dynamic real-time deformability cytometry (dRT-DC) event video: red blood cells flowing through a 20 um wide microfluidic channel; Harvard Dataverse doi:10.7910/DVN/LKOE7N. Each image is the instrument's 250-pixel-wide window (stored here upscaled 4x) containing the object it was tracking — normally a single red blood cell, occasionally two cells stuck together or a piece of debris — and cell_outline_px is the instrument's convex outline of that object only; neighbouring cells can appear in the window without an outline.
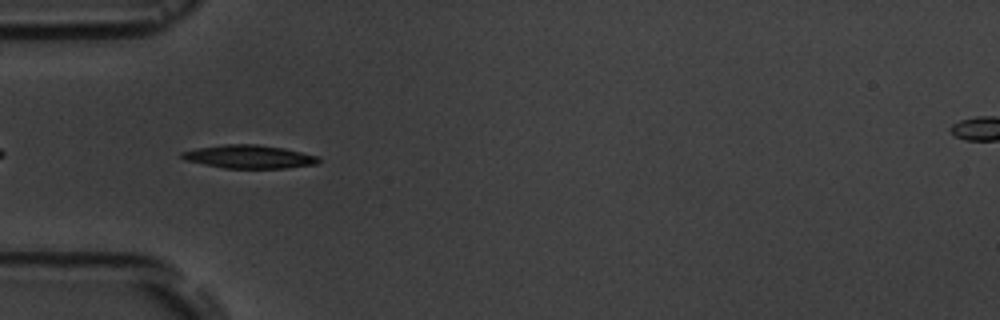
{"species": "common noctule bat (a hibernating species)", "species_latin": "Nyctalus noctula", "temperature_condition": "room temperature", "stored_images_in_passage": 2, "camera_frame_rate_fps": 3000, "um_per_image_px": 0.085, "animal": {"sex": "male", "body_mass_g": 19.5, "forearm_length_mm": 54.6}, "frame": {"image": 1, "passage_image": 1, "time_ms": 0.0, "image_size_px": [1000, 320], "cell_outline_px": [[320, 164], [288, 168], [224, 168], [184, 160], [180, 156], [180, 152], [196, 148], [224, 144], [256, 144], [284, 148], [320, 156]], "centroid_in_image_um": [21.21, 13.32], "position_along_channel_um": 63.8, "area_um2": 18.79}}
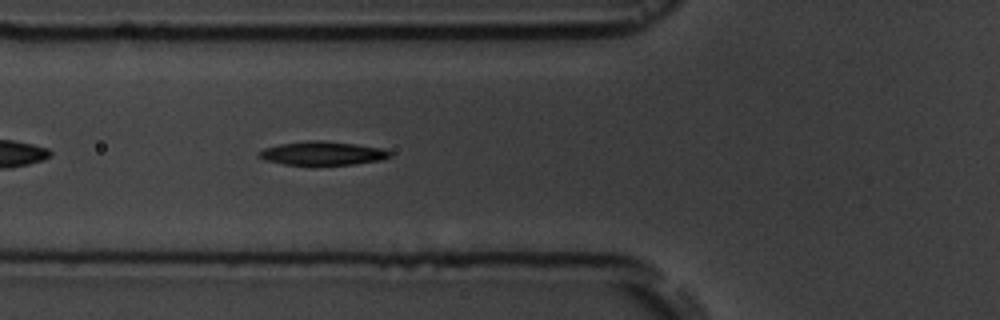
{"frame": {"image": 2, "passage_image": 2, "time_ms": 1.0, "image_size_px": [1000, 320], "cell_outline_px": [[392, 156], [380, 160], [352, 164], [284, 164], [264, 160], [256, 156], [264, 148], [280, 144], [308, 140], [324, 140], [356, 144], [384, 148], [392, 152]], "centroid_in_image_um": [27.43, 13.01], "position_along_channel_um": 98.4, "area_um2": 17.98}}